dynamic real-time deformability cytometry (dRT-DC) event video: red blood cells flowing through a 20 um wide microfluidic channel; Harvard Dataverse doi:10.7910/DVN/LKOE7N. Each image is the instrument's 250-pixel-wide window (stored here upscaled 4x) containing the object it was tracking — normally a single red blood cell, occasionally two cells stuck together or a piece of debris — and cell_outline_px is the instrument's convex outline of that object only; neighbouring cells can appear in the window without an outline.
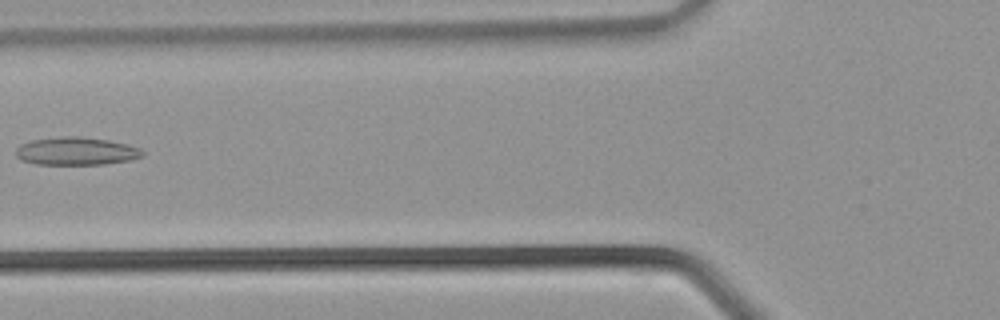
{"species": "common noctule bat (a hibernating species)", "species_latin": "Nyctalus noctula", "temperature_condition": "warm", "stored_images_in_passage": 35, "camera_frame_rate_fps": 3000, "um_per_image_px": 0.085, "animal": {"sex": "male", "body_mass_g": 21.5, "forearm_length_mm": 52.0}, "frame": {"image": 1, "passage_image": 14, "time_ms": 4.333, "image_size_px": [1000, 320], "cell_outline_px": [[144, 156], [132, 160], [104, 164], [36, 164], [20, 160], [16, 156], [16, 148], [20, 144], [32, 140], [64, 136], [80, 136], [108, 140], [128, 144], [140, 148], [144, 152]], "centroid_in_image_um": [6.5, 12.85], "position_along_channel_um": 119.3, "area_um2": 20.75}}
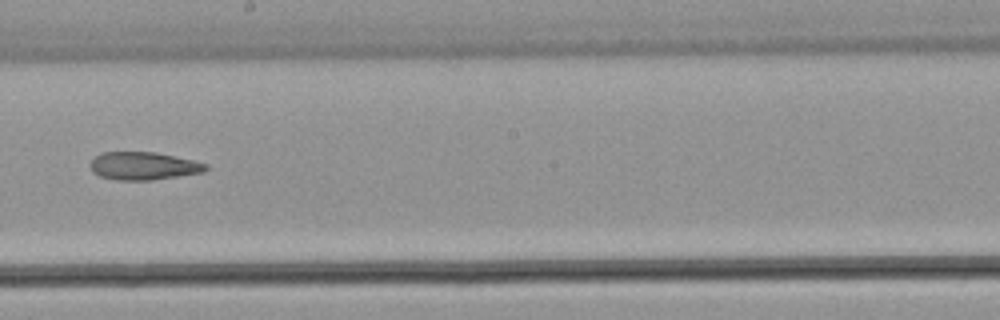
{"frame": {"image": 2, "passage_image": 20, "time_ms": 6.333, "image_size_px": [1000, 320], "cell_outline_px": [[208, 168], [204, 172], [152, 180], [116, 180], [100, 176], [92, 172], [88, 164], [100, 152], [156, 152], [192, 160], [208, 164]], "centroid_in_image_um": [12.17, 14.1], "position_along_channel_um": 236.0, "area_um2": 18.84}}
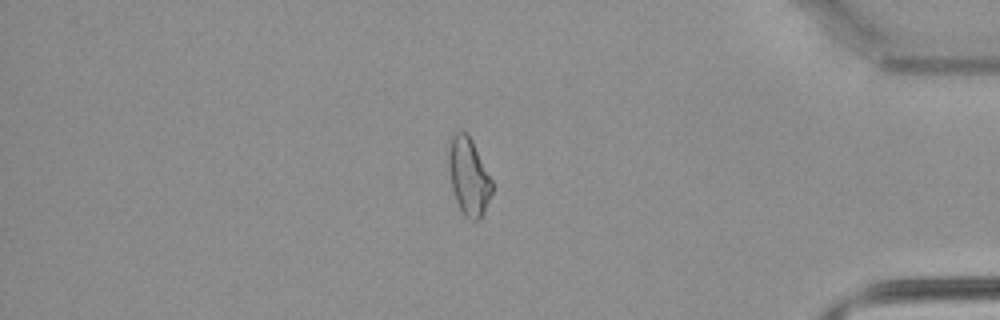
{"frame": {"image": 3, "passage_image": 30, "time_ms": 9.667, "image_size_px": [1000, 320], "cell_outline_px": [[492, 192], [484, 212], [480, 220], [472, 220], [464, 216], [456, 200], [452, 188], [448, 164], [448, 152], [452, 136], [456, 132], [464, 132], [472, 140], [492, 180]], "centroid_in_image_um": [39.84, 15.03], "position_along_channel_um": 395.4, "area_um2": 19.31}}